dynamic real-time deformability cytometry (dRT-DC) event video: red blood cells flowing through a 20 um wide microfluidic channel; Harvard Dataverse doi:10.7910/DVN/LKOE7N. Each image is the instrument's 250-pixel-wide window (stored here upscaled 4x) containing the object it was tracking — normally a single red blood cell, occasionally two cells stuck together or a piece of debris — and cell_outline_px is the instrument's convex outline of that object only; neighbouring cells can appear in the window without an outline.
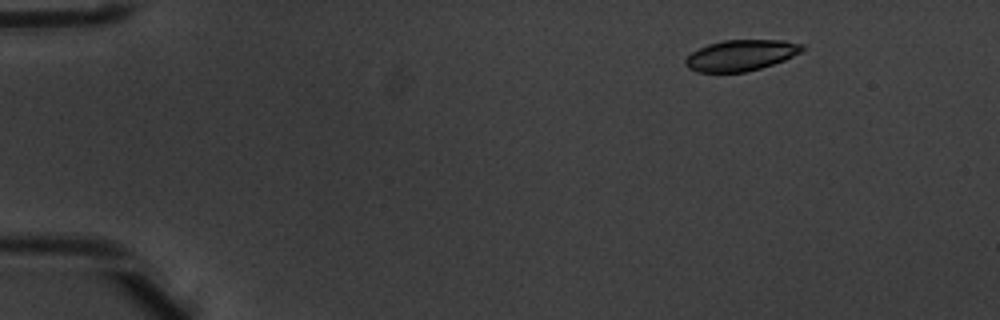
{"species": "common noctule bat (a hibernating species)", "species_latin": "Nyctalus noctula", "temperature_condition": "warm", "stored_images_in_passage": 7, "camera_frame_rate_fps": 3000, "um_per_image_px": 0.085, "animal": {"sex": "male", "body_mass_g": 20.1, "forearm_length_mm": 53.5}, "frame": {"image": 1, "passage_image": 3, "time_ms": 0.667, "image_size_px": [1000, 320], "cell_outline_px": [[804, 48], [800, 52], [784, 60], [760, 68], [744, 72], [696, 72], [688, 68], [684, 64], [684, 60], [692, 52], [708, 44], [724, 40], [784, 40], [804, 44]], "centroid_in_image_um": [62.96, 4.7], "position_along_channel_um": 22.0, "area_um2": 20.98}}
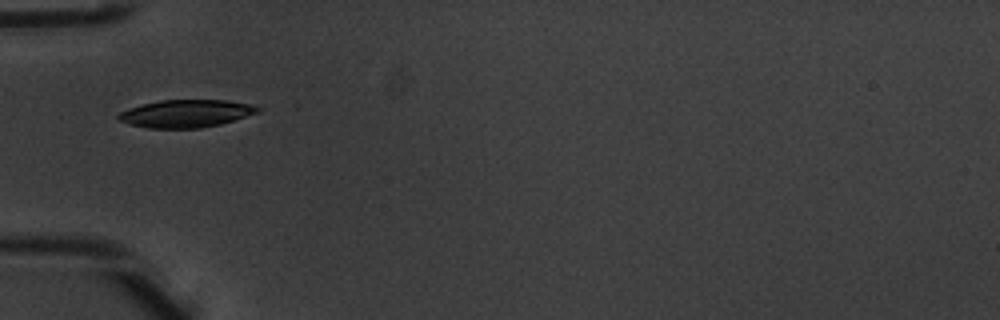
{"frame": {"image": 2, "passage_image": 6, "time_ms": 1.667, "image_size_px": [1000, 320], "cell_outline_px": [[264, 108], [260, 112], [220, 124], [200, 128], [148, 128], [128, 124], [120, 120], [116, 116], [120, 112], [128, 108], [160, 100], [228, 100], [248, 104]], "centroid_in_image_um": [15.82, 9.65], "position_along_channel_um": 69.2, "area_um2": 22.43}}